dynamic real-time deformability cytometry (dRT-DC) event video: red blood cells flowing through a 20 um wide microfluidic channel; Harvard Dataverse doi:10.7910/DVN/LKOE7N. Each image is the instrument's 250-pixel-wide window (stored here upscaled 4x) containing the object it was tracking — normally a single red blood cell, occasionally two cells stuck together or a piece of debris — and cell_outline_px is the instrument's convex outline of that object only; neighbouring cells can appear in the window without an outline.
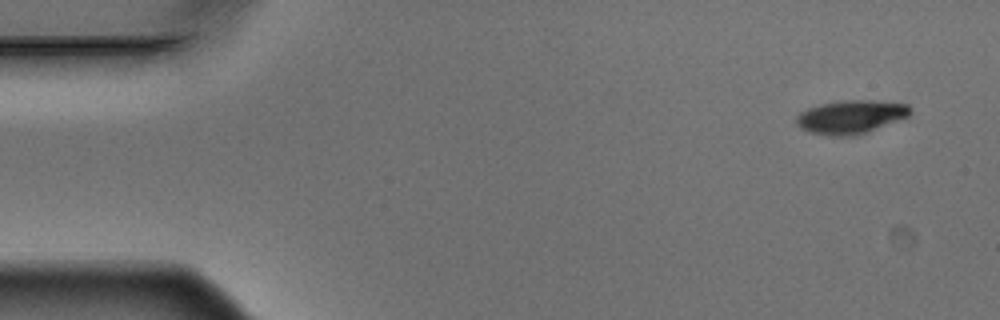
{"species": "Egyptian fruit bat (a non-hibernating species)", "species_latin": "Rousettus aegyptiacus", "temperature_condition": "warm", "stored_images_in_passage": 5, "camera_frame_rate_fps": 3000, "um_per_image_px": 0.085, "animal": {"sex": "male"}, "frame": {"image": 1, "passage_image": 1, "time_ms": 0.0, "image_size_px": [1000, 320], "cell_outline_px": [[912, 112], [908, 116], [868, 132], [856, 136], [832, 136], [812, 132], [800, 128], [796, 124], [796, 116], [800, 112], [808, 108], [820, 104], [840, 100], [872, 100], [908, 104], [912, 108]], "centroid_in_image_um": [72.32, 9.93], "position_along_channel_um": 12.7, "area_um2": 22.31}}
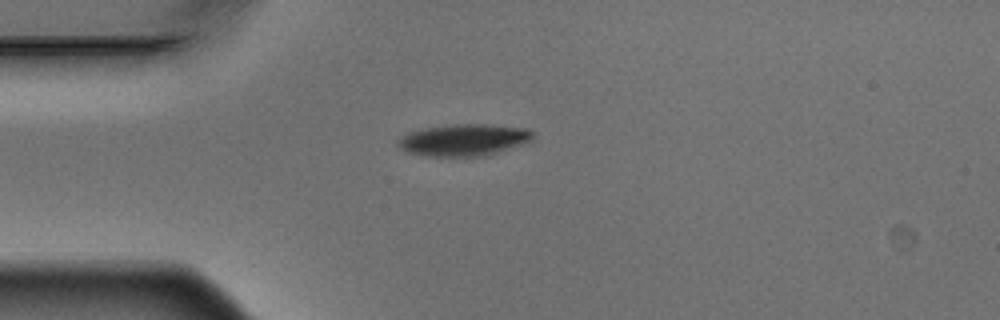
{"frame": {"image": 2, "passage_image": 4, "time_ms": 1.0, "image_size_px": [1000, 320], "cell_outline_px": [[532, 140], [528, 144], [488, 156], [424, 156], [408, 152], [400, 148], [400, 140], [404, 136], [412, 132], [428, 128], [460, 124], [488, 124], [528, 128], [532, 132]], "centroid_in_image_um": [39.57, 11.91], "position_along_channel_um": 45.4, "area_um2": 24.91}}
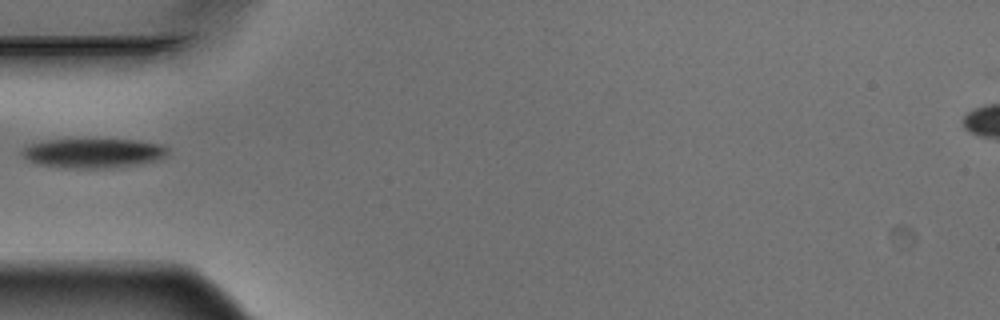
{"frame": {"image": 3, "passage_image": 5, "time_ms": 1.333, "image_size_px": [1000, 320], "cell_outline_px": [[168, 152], [164, 156], [156, 160], [108, 168], [68, 168], [40, 164], [28, 160], [20, 152], [28, 144], [48, 140], [136, 140], [160, 144], [168, 148]], "centroid_in_image_um": [7.89, 13.01], "position_along_channel_um": 77.1, "area_um2": 24.51}}